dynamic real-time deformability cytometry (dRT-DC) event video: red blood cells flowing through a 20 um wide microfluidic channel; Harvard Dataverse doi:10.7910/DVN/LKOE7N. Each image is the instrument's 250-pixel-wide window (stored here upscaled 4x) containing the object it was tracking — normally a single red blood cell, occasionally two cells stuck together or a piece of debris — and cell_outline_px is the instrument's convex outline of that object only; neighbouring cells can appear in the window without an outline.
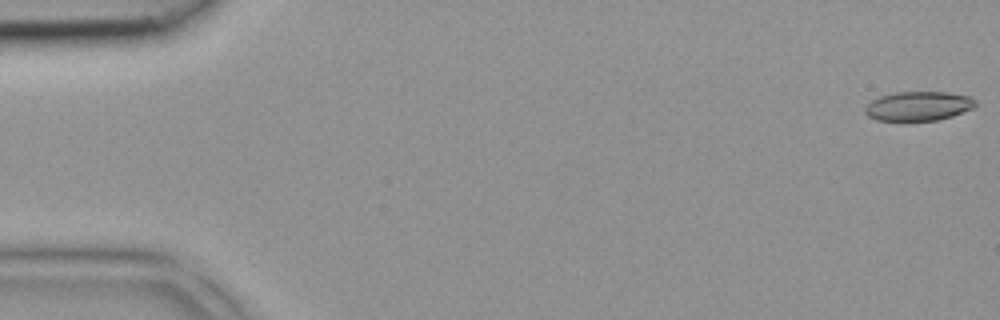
{"species": "common noctule bat (a hibernating species)", "species_latin": "Nyctalus noctula", "temperature_condition": "room temperature", "stored_images_in_passage": 7, "camera_frame_rate_fps": 3000, "um_per_image_px": 0.085, "animal": {"sex": "female", "body_mass_g": 18.4}, "frame": {"image": 1, "passage_image": 1, "time_ms": 0.0, "image_size_px": [1000, 320], "cell_outline_px": [[976, 104], [972, 108], [952, 116], [936, 120], [876, 120], [868, 116], [864, 112], [864, 108], [872, 100], [880, 96], [896, 92], [948, 92], [968, 96], [976, 100]], "centroid_in_image_um": [78.05, 9.01], "position_along_channel_um": 7.0, "area_um2": 18.67}}